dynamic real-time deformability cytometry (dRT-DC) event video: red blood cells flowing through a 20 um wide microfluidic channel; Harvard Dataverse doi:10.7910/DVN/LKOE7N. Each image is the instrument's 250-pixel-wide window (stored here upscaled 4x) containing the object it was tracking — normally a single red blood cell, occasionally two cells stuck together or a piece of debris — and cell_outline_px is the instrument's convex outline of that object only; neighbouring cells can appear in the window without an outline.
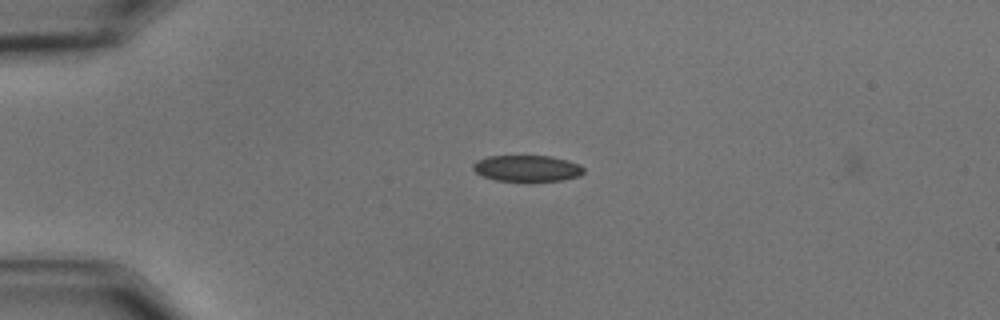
{"species": "common noctule bat (a hibernating species)", "species_latin": "Nyctalus noctula", "temperature_condition": "cold", "stored_images_in_passage": 4, "camera_frame_rate_fps": 3000, "um_per_image_px": 0.085, "animal": {"sex": "male", "body_mass_g": 15.6}, "frame": {"image": 1, "passage_image": 3, "time_ms": 0.667, "image_size_px": [1000, 320], "cell_outline_px": [[584, 172], [580, 176], [564, 180], [496, 180], [484, 176], [476, 172], [472, 168], [472, 164], [476, 160], [488, 156], [552, 156], [568, 160], [580, 164], [584, 168]], "centroid_in_image_um": [44.82, 14.29], "position_along_channel_um": 40.2, "area_um2": 16.82}}